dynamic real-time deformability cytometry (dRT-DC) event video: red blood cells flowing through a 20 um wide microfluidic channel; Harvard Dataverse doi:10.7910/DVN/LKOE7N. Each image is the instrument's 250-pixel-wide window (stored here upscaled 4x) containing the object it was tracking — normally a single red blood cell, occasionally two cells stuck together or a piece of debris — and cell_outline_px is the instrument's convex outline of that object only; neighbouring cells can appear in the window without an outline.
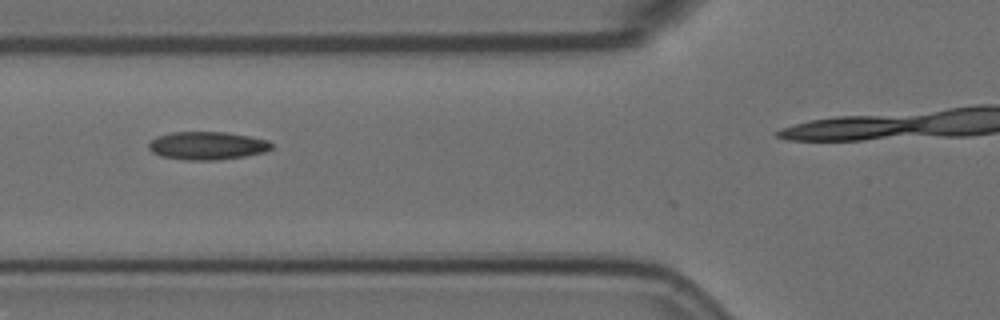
{"species": "Egyptian fruit bat (a non-hibernating species)", "species_latin": "Rousettus aegyptiacus", "temperature_condition": "room temperature", "stored_images_in_passage": 4, "camera_frame_rate_fps": 3000, "um_per_image_px": 0.085, "animal": {"sex": "female"}, "frame": {"image": 1, "passage_image": 2, "time_ms": 0.333, "image_size_px": [1000, 320], "cell_outline_px": [[272, 148], [264, 152], [244, 156], [216, 160], [188, 160], [160, 156], [152, 152], [148, 148], [148, 144], [156, 136], [172, 132], [228, 132], [268, 140], [272, 144]], "centroid_in_image_um": [17.59, 12.38], "position_along_channel_um": 108.2, "area_um2": 20.06}}
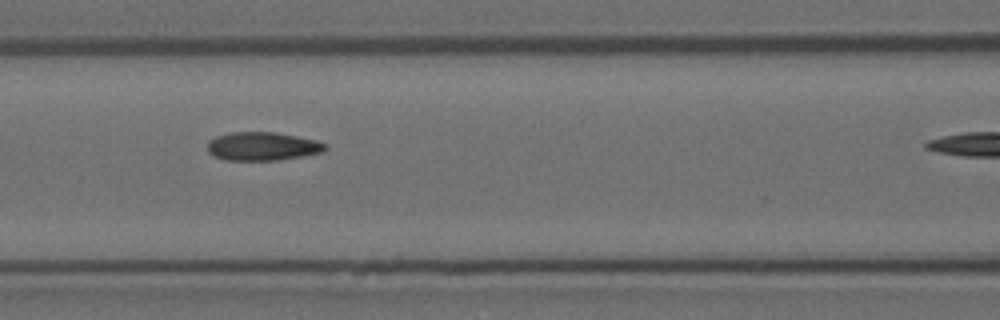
{"frame": {"image": 2, "passage_image": 3, "time_ms": 0.667, "image_size_px": [1000, 320], "cell_outline_px": [[328, 148], [324, 152], [280, 160], [224, 160], [212, 156], [208, 152], [208, 140], [216, 136], [232, 132], [276, 132], [316, 140], [324, 144]], "centroid_in_image_um": [22.29, 12.44], "position_along_channel_um": 144.3, "area_um2": 19.65}}